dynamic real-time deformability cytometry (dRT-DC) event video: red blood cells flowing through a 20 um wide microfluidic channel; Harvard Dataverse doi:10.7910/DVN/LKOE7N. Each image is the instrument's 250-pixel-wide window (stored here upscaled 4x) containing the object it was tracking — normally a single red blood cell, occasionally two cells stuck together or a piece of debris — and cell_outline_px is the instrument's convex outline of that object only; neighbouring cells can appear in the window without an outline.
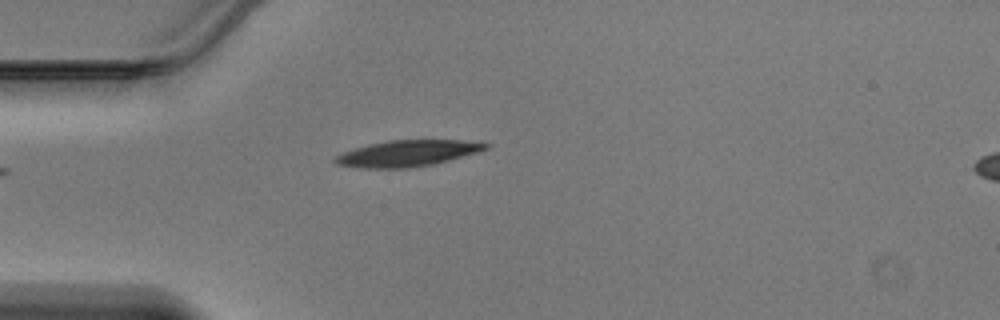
{"species": "Egyptian fruit bat (a non-hibernating species)", "species_latin": "Rousettus aegyptiacus", "temperature_condition": "warm", "stored_images_in_passage": 35, "camera_frame_rate_fps": 3000, "um_per_image_px": 0.085, "animal": {"sex": "male"}, "frame": {"image": 1, "passage_image": 1, "time_ms": 0.0, "image_size_px": [1000, 320], "cell_outline_px": [[492, 144], [488, 148], [476, 152], [448, 160], [432, 164], [408, 168], [360, 168], [336, 164], [332, 160], [336, 156], [344, 152], [368, 144], [388, 140], [460, 140]], "centroid_in_image_um": [34.6, 13.03], "position_along_channel_um": 50.4, "area_um2": 22.72}}
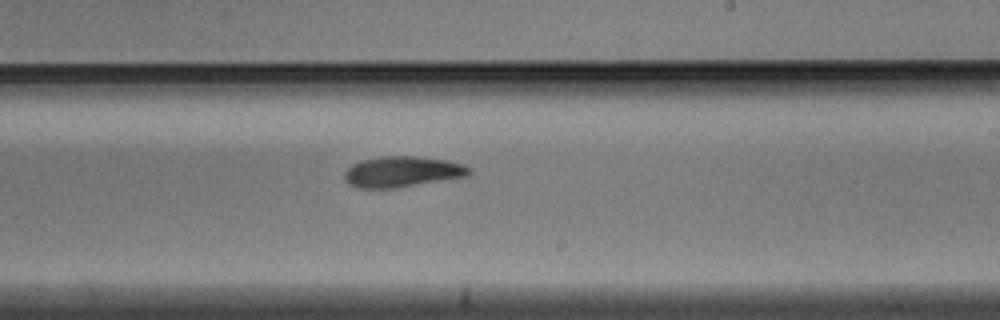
{"frame": {"image": 2, "passage_image": 16, "time_ms": 5.0, "image_size_px": [1000, 320], "cell_outline_px": [[472, 172], [468, 176], [392, 188], [360, 188], [348, 184], [344, 180], [344, 172], [352, 164], [364, 160], [380, 156], [416, 156], [444, 160], [460, 164], [472, 168]], "centroid_in_image_um": [34.16, 14.59], "position_along_channel_um": 254.8, "area_um2": 22.14}}
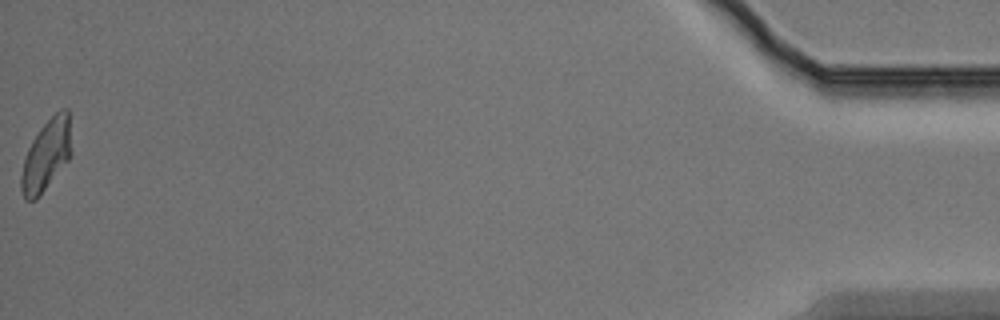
{"frame": {"image": 3, "passage_image": 35, "time_ms": 11.333, "image_size_px": [1000, 320], "cell_outline_px": [[72, 156], [36, 200], [24, 200], [20, 188], [20, 176], [24, 160], [28, 148], [32, 140], [40, 128], [60, 108], [68, 108], [72, 152]], "centroid_in_image_um": [3.94, 13.2], "position_along_channel_um": 431.3, "area_um2": 20.98}}